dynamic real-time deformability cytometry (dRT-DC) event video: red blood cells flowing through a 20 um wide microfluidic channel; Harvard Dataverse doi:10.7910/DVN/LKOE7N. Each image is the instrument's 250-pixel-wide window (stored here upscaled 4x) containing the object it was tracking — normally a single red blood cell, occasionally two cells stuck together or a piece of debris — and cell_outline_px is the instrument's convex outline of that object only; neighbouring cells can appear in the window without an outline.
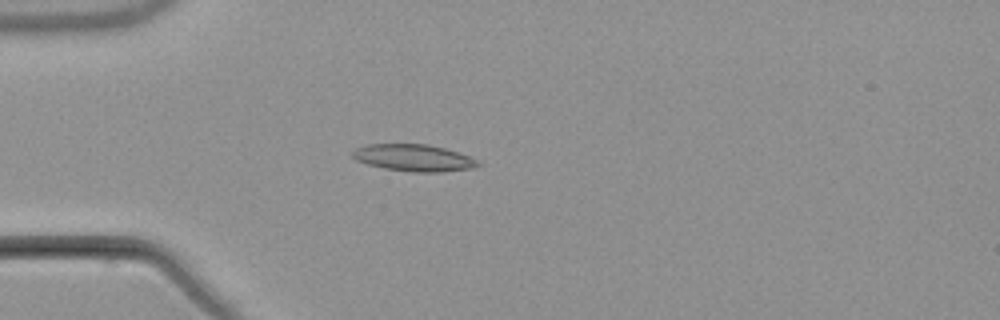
{"species": "common noctule bat (a hibernating species)", "species_latin": "Nyctalus noctula", "temperature_condition": "warm", "stored_images_in_passage": 4, "camera_frame_rate_fps": 3000, "um_per_image_px": 0.085, "animal": {"sex": "male", "body_mass_g": 21.5, "forearm_length_mm": 52.0}, "frame": {"image": 1, "passage_image": 3, "time_ms": 2.667, "image_size_px": [1000, 320], "cell_outline_px": [[480, 164], [472, 168], [440, 172], [412, 172], [384, 168], [368, 164], [356, 160], [352, 156], [352, 152], [356, 148], [368, 144], [428, 144], [444, 148], [468, 156], [476, 160]], "centroid_in_image_um": [35.13, 13.41], "position_along_channel_um": 49.9, "area_um2": 19.42}}